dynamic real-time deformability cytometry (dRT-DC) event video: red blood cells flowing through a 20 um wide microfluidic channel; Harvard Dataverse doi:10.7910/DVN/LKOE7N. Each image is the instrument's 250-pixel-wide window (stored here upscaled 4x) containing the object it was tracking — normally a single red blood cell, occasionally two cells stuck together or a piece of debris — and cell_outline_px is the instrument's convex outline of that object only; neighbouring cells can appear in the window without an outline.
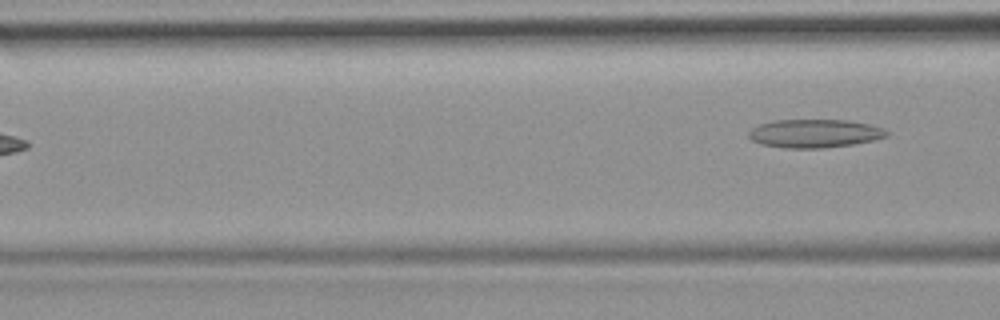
{"species": "common noctule bat (a hibernating species)", "species_latin": "Nyctalus noctula", "temperature_condition": "room temperature", "stored_images_in_passage": 7, "camera_frame_rate_fps": 3000, "um_per_image_px": 0.085, "animal": {"sex": "female", "body_mass_g": 19.9}, "frame": {"image": 1, "passage_image": 7, "time_ms": 7.0, "image_size_px": [1000, 320], "cell_outline_px": [[888, 136], [876, 140], [852, 144], [824, 148], [784, 148], [760, 144], [752, 140], [748, 136], [748, 132], [752, 128], [760, 124], [772, 120], [848, 120], [868, 124], [884, 128], [888, 132]], "centroid_in_image_um": [69.24, 11.34], "position_along_channel_um": 97.4, "area_um2": 22.95}}